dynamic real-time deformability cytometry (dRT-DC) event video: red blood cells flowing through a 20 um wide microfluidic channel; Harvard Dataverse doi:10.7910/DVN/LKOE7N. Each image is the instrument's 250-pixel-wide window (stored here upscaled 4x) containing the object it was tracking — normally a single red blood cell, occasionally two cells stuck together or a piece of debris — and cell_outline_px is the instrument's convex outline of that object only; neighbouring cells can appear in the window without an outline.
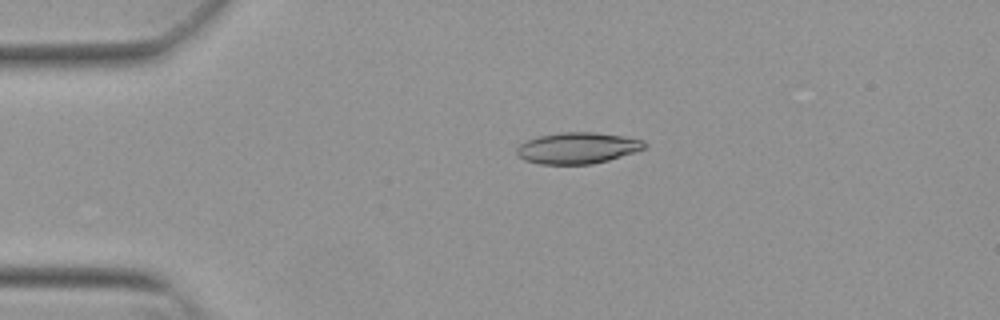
{"species": "Egyptian fruit bat (a non-hibernating species)", "species_latin": "Rousettus aegyptiacus", "temperature_condition": "warm", "stored_images_in_passage": 19, "camera_frame_rate_fps": 3000, "um_per_image_px": 0.085, "animal": {"sex": "female"}, "frame": {"image": 1, "passage_image": 8, "time_ms": 2.333, "image_size_px": [1000, 320], "cell_outline_px": [[648, 148], [636, 152], [608, 160], [592, 164], [540, 164], [524, 160], [516, 152], [516, 148], [520, 144], [528, 140], [540, 136], [560, 132], [596, 132], [624, 136], [644, 140], [648, 144]], "centroid_in_image_um": [49.15, 12.58], "position_along_channel_um": 35.8, "area_um2": 23.41}}
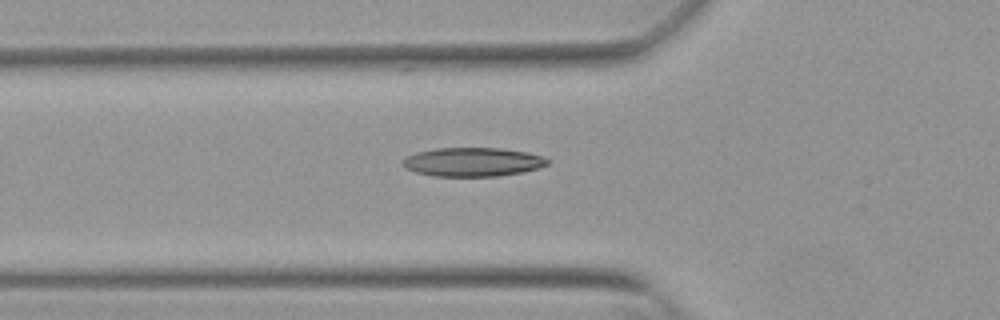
{"frame": {"image": 2, "passage_image": 15, "time_ms": 4.667, "image_size_px": [1000, 320], "cell_outline_px": [[552, 160], [548, 164], [536, 168], [520, 172], [496, 176], [432, 176], [416, 172], [404, 168], [400, 164], [400, 160], [416, 152], [436, 148], [500, 148], [528, 152], [544, 156]], "centroid_in_image_um": [40.15, 13.76], "position_along_channel_um": 85.7, "area_um2": 24.51}}
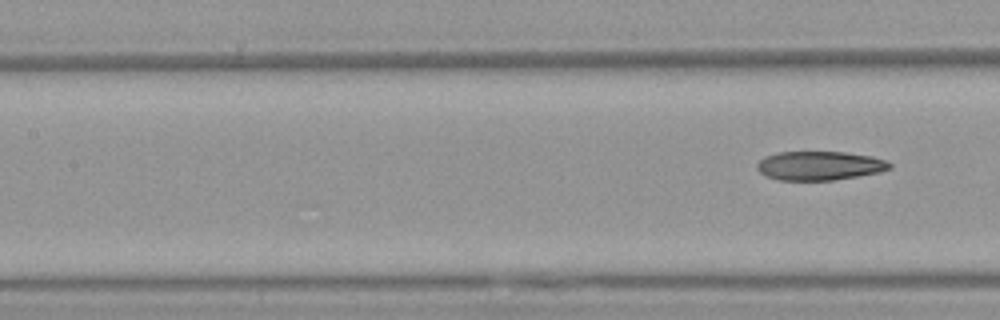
{"frame": {"image": 3, "passage_image": 19, "time_ms": 6.0, "image_size_px": [1000, 320], "cell_outline_px": [[892, 168], [880, 172], [832, 180], [776, 180], [764, 176], [756, 168], [756, 164], [764, 156], [776, 152], [844, 152], [872, 156], [888, 160], [892, 164]], "centroid_in_image_um": [69.65, 14.08], "position_along_channel_um": 137.8, "area_um2": 22.6}}